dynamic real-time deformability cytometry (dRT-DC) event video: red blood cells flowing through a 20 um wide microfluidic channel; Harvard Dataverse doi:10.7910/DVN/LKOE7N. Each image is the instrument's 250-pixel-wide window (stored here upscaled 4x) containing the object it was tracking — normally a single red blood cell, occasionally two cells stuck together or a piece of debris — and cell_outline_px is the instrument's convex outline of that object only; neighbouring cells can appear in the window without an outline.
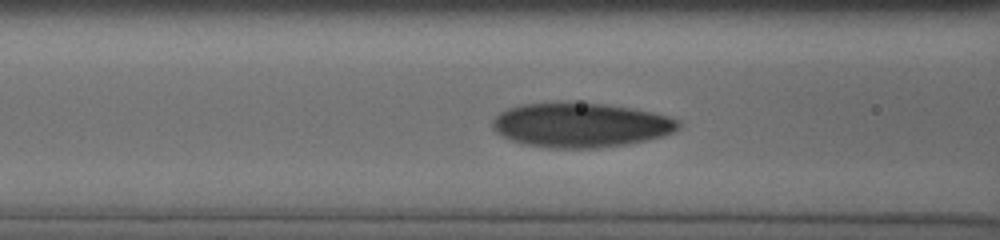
{"species": "human", "species_latin": "Homo sapiens", "temperature_condition": "cold", "stored_images_in_passage": 40, "camera_frame_rate_fps": 3000, "um_per_image_px": 0.085, "donor": {"sex": "male"}, "frame": {"image": 1, "passage_image": 8, "time_ms": 2.0, "image_size_px": [1000, 240], "cell_outline_px": [[680, 128], [676, 132], [664, 136], [648, 140], [628, 144], [596, 148], [552, 148], [524, 144], [512, 140], [496, 132], [492, 128], [492, 120], [500, 112], [508, 108], [520, 104], [604, 104], [632, 108], [652, 112], [668, 116], [680, 120]], "centroid_in_image_um": [49.41, 10.65], "position_along_channel_um": 117.2, "area_um2": 47.86}}
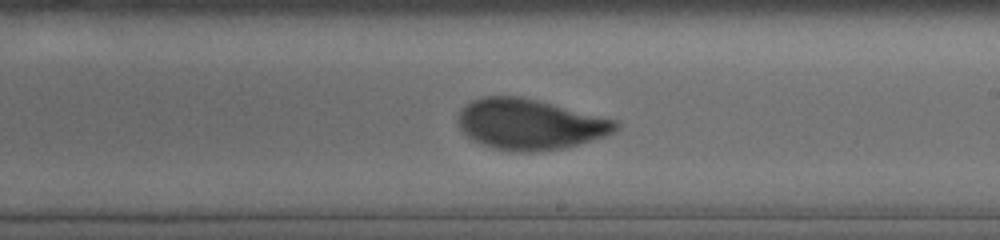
{"frame": {"image": 2, "passage_image": 22, "time_ms": 5.333, "image_size_px": [1000, 240], "cell_outline_px": [[620, 128], [608, 136], [568, 148], [536, 152], [512, 152], [492, 148], [480, 144], [472, 140], [456, 124], [456, 116], [460, 108], [464, 104], [472, 100], [484, 96], [516, 96], [536, 100], [616, 120], [620, 124]], "centroid_in_image_um": [45.01, 10.59], "position_along_channel_um": 244.0, "area_um2": 47.16}}
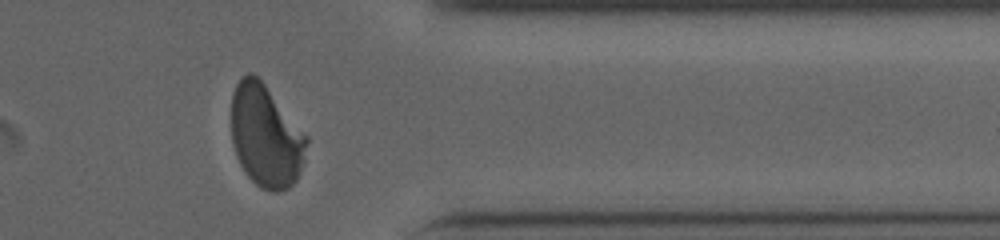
{"frame": {"image": 3, "passage_image": 35, "time_ms": 9.333, "image_size_px": [1000, 240], "cell_outline_px": [[308, 144], [304, 160], [300, 172], [296, 180], [288, 188], [280, 192], [272, 192], [260, 188], [244, 172], [236, 156], [232, 144], [232, 92], [236, 84], [248, 72], [252, 72], [264, 84], [308, 136]], "centroid_in_image_um": [22.6, 11.6], "position_along_channel_um": 388.8, "area_um2": 44.97}, "authors_computed_cell_mechanics": {"area_um2": 46.6735, "velocity_mm_per_s": 3.8059, "shape_relaxation_time_tau1_ms": 4.8514, "shape_relaxation_time_tau2_ms": null, "deformation_change_tau1": 0.1867, "deformation_change_tau2": null}}